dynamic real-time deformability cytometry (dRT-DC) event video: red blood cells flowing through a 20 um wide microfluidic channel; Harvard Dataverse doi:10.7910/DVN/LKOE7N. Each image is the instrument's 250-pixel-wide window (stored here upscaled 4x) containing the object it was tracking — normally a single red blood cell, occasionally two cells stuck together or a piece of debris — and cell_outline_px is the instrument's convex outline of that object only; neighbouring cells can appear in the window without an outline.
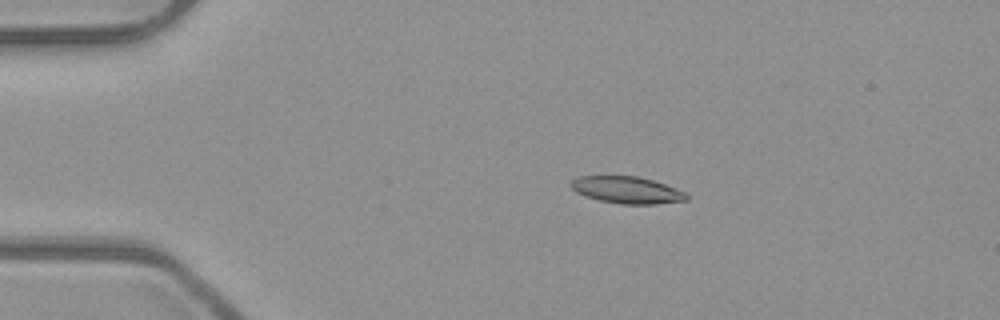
{"species": "common noctule bat (a hibernating species)", "species_latin": "Nyctalus noctula", "temperature_condition": "room temperature", "stored_images_in_passage": 5, "camera_frame_rate_fps": 3000, "um_per_image_px": 0.085, "animal": {"sex": "male", "body_mass_g": 23.1, "forearm_length_mm": 52.7}, "frame": {"image": 1, "passage_image": 2, "time_ms": 0.333, "image_size_px": [1000, 320], "cell_outline_px": [[688, 200], [656, 204], [624, 204], [600, 200], [584, 196], [576, 192], [568, 184], [576, 176], [640, 176], [664, 184], [684, 192], [688, 196]], "centroid_in_image_um": [53.25, 16.14], "position_along_channel_um": 31.8, "area_um2": 18.09}}
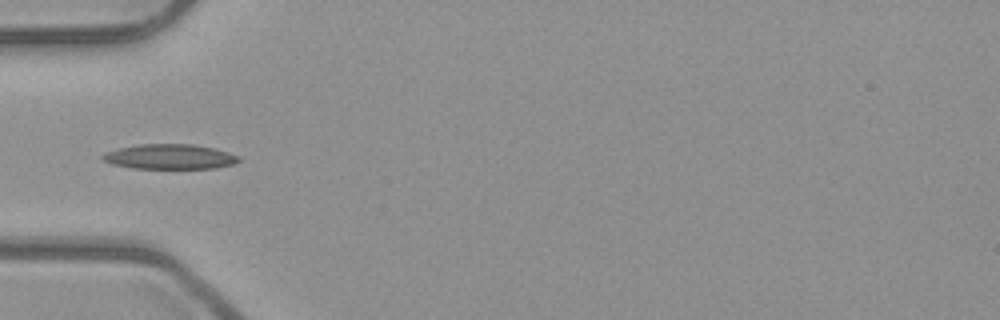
{"frame": {"image": 2, "passage_image": 4, "time_ms": 1.0, "image_size_px": [1000, 320], "cell_outline_px": [[240, 160], [232, 164], [216, 168], [132, 168], [112, 164], [104, 160], [100, 156], [108, 152], [120, 148], [140, 144], [192, 144], [216, 148], [240, 156]], "centroid_in_image_um": [14.47, 13.31], "position_along_channel_um": 70.5, "area_um2": 19.65}}
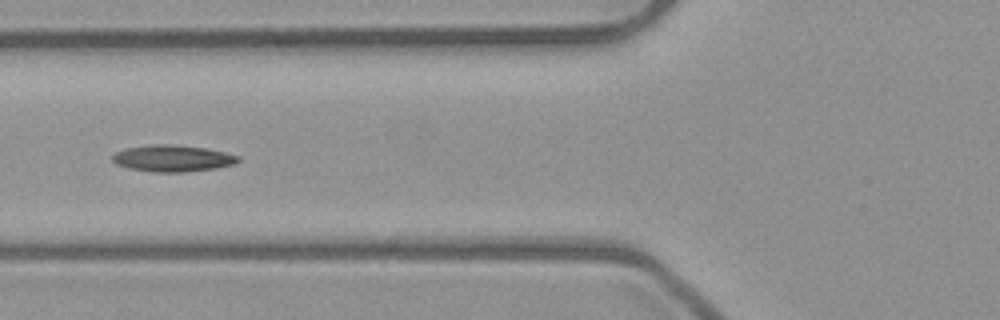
{"frame": {"image": 3, "passage_image": 5, "time_ms": 1.333, "image_size_px": [1000, 320], "cell_outline_px": [[240, 160], [236, 164], [216, 168], [184, 172], [152, 172], [128, 168], [116, 164], [112, 160], [112, 156], [116, 152], [128, 148], [152, 144], [172, 144], [208, 148], [240, 156]], "centroid_in_image_um": [14.7, 13.46], "position_along_channel_um": 111.1, "area_um2": 19.59}}